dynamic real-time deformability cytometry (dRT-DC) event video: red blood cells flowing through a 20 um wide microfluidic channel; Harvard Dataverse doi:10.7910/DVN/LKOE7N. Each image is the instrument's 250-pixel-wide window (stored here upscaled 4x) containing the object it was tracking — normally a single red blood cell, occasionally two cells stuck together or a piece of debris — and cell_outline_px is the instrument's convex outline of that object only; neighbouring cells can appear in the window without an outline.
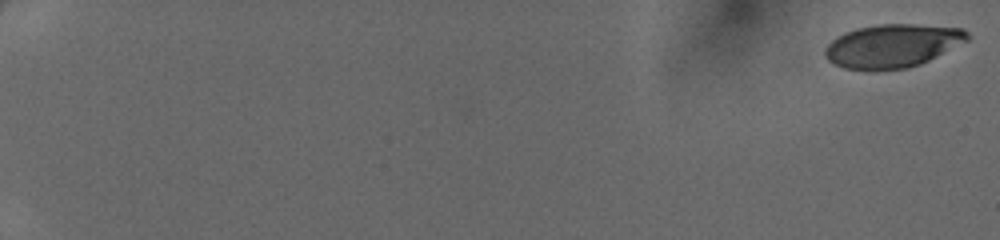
{"species": "human", "species_latin": "Homo sapiens", "temperature_condition": "cold", "stored_images_in_passage": 34, "camera_frame_rate_fps": 3000, "um_per_image_px": 0.085, "donor": {"sex": "female"}, "frame": {"image": 1, "passage_image": 1, "time_ms": 0.0, "image_size_px": [1000, 240], "cell_outline_px": [[968, 40], [920, 64], [904, 68], [844, 68], [832, 64], [824, 56], [824, 48], [836, 36], [844, 32], [856, 28], [880, 24], [912, 24], [964, 28], [968, 32]], "centroid_in_image_um": [75.82, 3.86], "position_along_channel_um": 9.2, "area_um2": 35.43}}
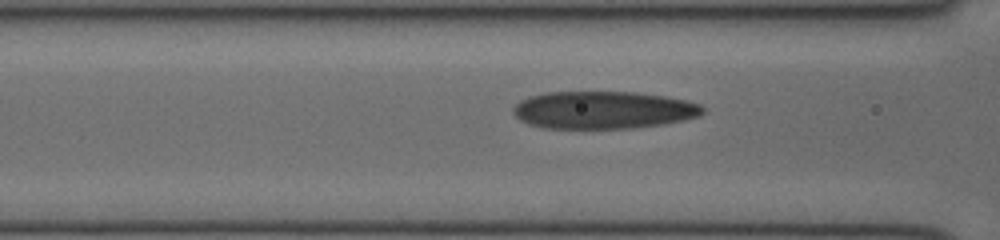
{"frame": {"image": 2, "passage_image": 19, "time_ms": 6.0, "image_size_px": [1000, 240], "cell_outline_px": [[704, 112], [700, 116], [684, 120], [664, 124], [632, 128], [540, 128], [528, 124], [520, 120], [512, 112], [512, 108], [520, 100], [528, 96], [544, 92], [636, 92], [664, 96], [688, 100], [700, 104], [704, 108]], "centroid_in_image_um": [51.27, 9.35], "position_along_channel_um": 115.3, "area_um2": 41.85}}
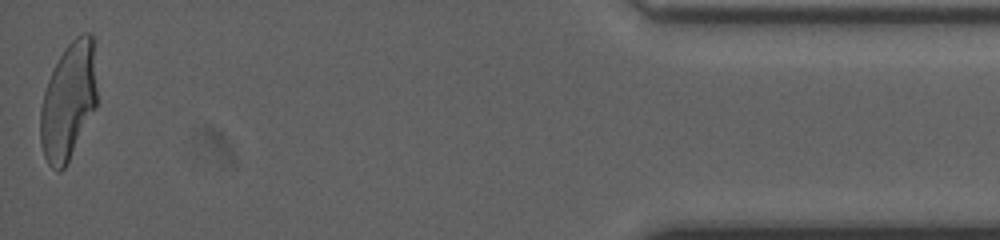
{"frame": {"image": 3, "passage_image": 34, "time_ms": 11.0, "image_size_px": [1000, 240], "cell_outline_px": [[96, 108], [64, 168], [60, 172], [56, 172], [48, 164], [44, 156], [40, 144], [40, 108], [44, 92], [48, 80], [64, 48], [80, 32], [92, 32], [96, 88]], "centroid_in_image_um": [5.8, 8.61], "position_along_channel_um": 429.4, "area_um2": 38.55}}